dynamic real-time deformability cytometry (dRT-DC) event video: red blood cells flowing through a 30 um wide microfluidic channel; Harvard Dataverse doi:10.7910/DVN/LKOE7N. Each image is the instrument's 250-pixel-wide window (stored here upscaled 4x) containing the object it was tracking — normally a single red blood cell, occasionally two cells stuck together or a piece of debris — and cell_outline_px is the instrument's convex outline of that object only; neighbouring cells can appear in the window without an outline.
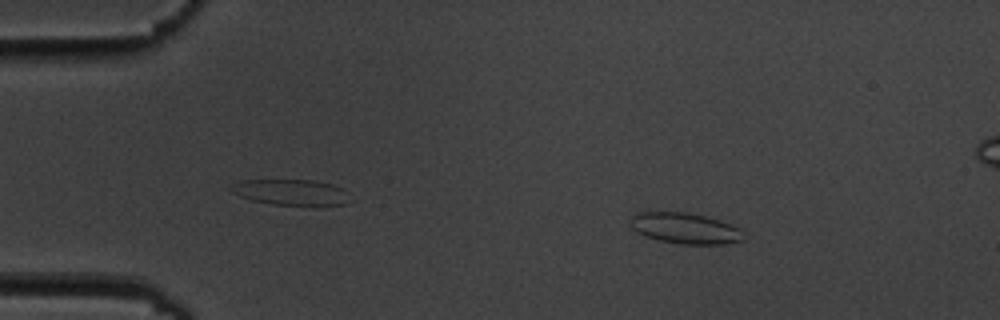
{"species": "common noctule bat (a hibernating species)", "species_latin": "Nyctalus noctula", "temperature_condition": "cold", "stored_images_in_passage": 5, "camera_frame_rate_fps": 3000, "um_per_image_px": 0.085, "animal": {"sex": "male", "body_mass_g": 19.5, "forearm_length_mm": 54.6}, "frame": {"image": 1, "passage_image": 2, "time_ms": 1.333, "image_size_px": [1000, 320], "cell_outline_px": [[744, 240], [724, 244], [680, 244], [660, 240], [644, 236], [636, 232], [632, 228], [632, 216], [636, 212], [688, 212], [704, 216], [740, 228]], "centroid_in_image_um": [58.21, 19.41], "position_along_channel_um": 26.8, "area_um2": 20.11}}